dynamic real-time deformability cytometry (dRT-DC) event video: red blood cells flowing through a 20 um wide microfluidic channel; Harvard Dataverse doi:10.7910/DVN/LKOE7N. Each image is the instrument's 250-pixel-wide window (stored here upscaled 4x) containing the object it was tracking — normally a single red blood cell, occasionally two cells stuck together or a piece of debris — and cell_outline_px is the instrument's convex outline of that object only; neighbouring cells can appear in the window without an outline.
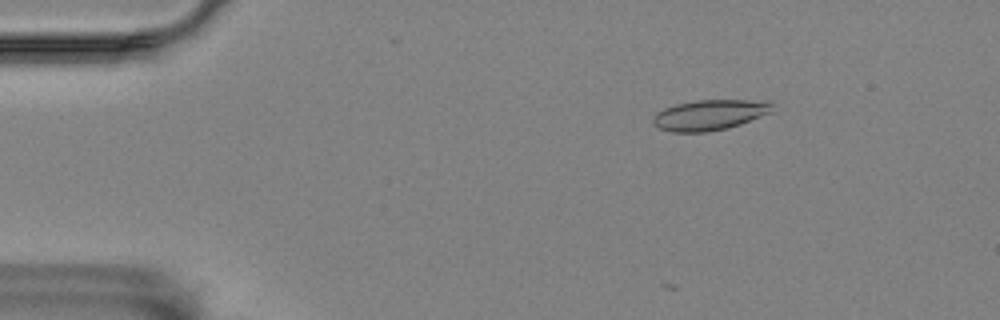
{"species": "Egyptian fruit bat (a non-hibernating species)", "species_latin": "Rousettus aegyptiacus", "temperature_condition": "room temperature", "stored_images_in_passage": 50, "camera_frame_rate_fps": 3000, "um_per_image_px": 0.085, "animal": {"sex": "female"}, "frame": {"image": 1, "passage_image": 1, "time_ms": 0.0, "image_size_px": [1000, 320], "cell_outline_px": [[772, 112], [740, 124], [728, 128], [708, 132], [672, 132], [660, 128], [652, 120], [652, 116], [656, 112], [664, 108], [676, 104], [696, 100], [748, 100], [772, 104]], "centroid_in_image_um": [60.26, 9.78], "position_along_channel_um": 24.7, "area_um2": 20.92}}
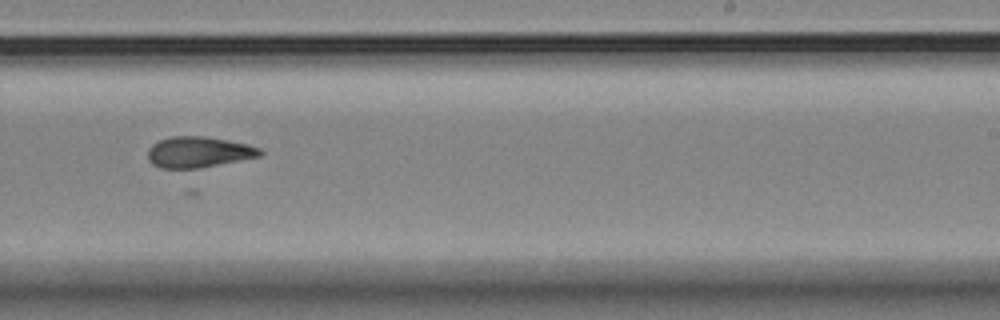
{"frame": {"image": 2, "passage_image": 28, "time_ms": 9.0, "image_size_px": [1000, 320], "cell_outline_px": [[264, 152], [260, 156], [200, 168], [160, 168], [152, 164], [148, 160], [148, 148], [152, 144], [160, 140], [172, 136], [208, 136], [248, 144], [260, 148]], "centroid_in_image_um": [16.87, 12.92], "position_along_channel_um": 272.1, "area_um2": 20.29}}
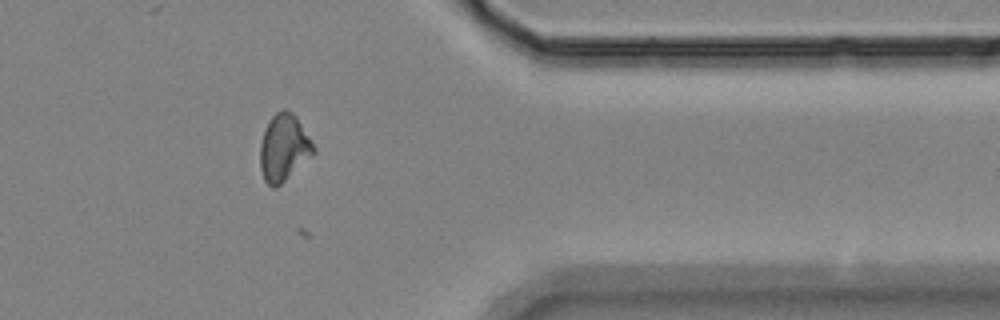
{"frame": {"image": 3, "passage_image": 39, "time_ms": 12.667, "image_size_px": [1000, 320], "cell_outline_px": [[316, 152], [312, 156], [276, 188], [272, 188], [264, 180], [260, 168], [260, 144], [264, 132], [272, 116], [276, 112], [284, 108], [288, 108], [296, 116], [316, 148]], "centroid_in_image_um": [24.13, 12.56], "position_along_channel_um": 387.3, "area_um2": 20.81}}